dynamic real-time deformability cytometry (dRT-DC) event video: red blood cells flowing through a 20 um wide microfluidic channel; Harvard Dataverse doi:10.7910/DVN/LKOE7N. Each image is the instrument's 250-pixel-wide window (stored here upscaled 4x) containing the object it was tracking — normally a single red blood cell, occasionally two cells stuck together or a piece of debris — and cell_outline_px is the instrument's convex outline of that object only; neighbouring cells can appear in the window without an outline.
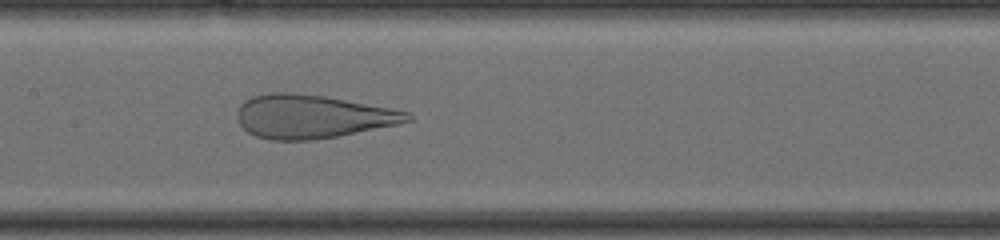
{"species": "human", "species_latin": "Homo sapiens", "temperature_condition": "cold", "stored_images_in_passage": 21, "camera_frame_rate_fps": 3000, "um_per_image_px": 0.085, "donor": {"sex": "male"}, "frame": {"image": 1, "passage_image": 10, "time_ms": 5.0, "image_size_px": [1000, 240], "cell_outline_px": [[412, 120], [400, 124], [336, 136], [312, 140], [272, 140], [256, 136], [248, 132], [240, 124], [236, 116], [236, 112], [240, 104], [244, 100], [252, 96], [268, 92], [288, 92], [324, 96], [392, 108], [408, 112], [412, 116]], "centroid_in_image_um": [26.52, 9.89], "position_along_channel_um": 180.9, "area_um2": 43.18}}
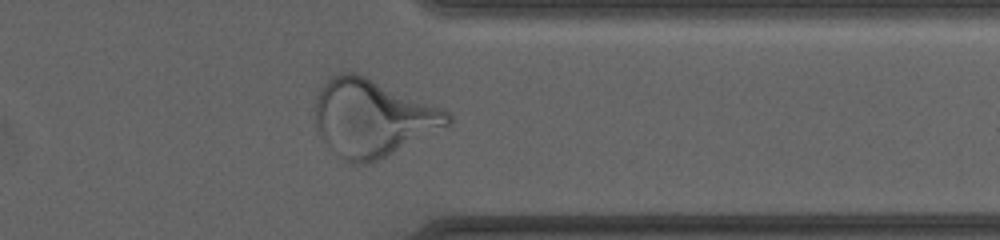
{"frame": {"image": 2, "passage_image": 18, "time_ms": 10.333, "image_size_px": [1000, 240], "cell_outline_px": [[452, 124], [372, 164], [352, 164], [340, 156], [332, 148], [320, 132], [316, 124], [316, 96], [324, 84], [332, 76], [340, 72], [356, 72], [444, 108], [452, 116]], "centroid_in_image_um": [31.72, 10.02], "position_along_channel_um": 379.7, "area_um2": 59.3}}